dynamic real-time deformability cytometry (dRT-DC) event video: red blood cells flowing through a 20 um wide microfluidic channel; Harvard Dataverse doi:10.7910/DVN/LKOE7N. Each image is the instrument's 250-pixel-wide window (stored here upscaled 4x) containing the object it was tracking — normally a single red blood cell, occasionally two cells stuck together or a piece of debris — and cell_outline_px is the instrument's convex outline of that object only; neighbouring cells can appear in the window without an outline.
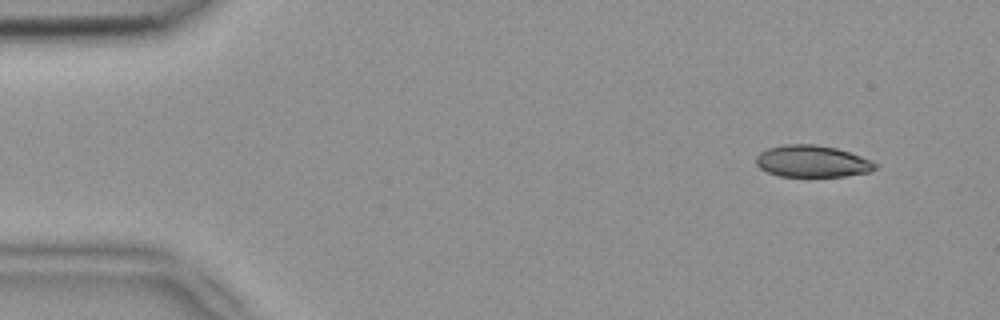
{"species": "common noctule bat (a hibernating species)", "species_latin": "Nyctalus noctula", "temperature_condition": "room temperature", "stored_images_in_passage": 4, "camera_frame_rate_fps": 3000, "um_per_image_px": 0.085, "animal": {"sex": "female", "body_mass_g": 18.4}, "frame": {"image": 1, "passage_image": 1, "time_ms": 0.0, "image_size_px": [1000, 320], "cell_outline_px": [[880, 164], [876, 168], [868, 172], [844, 176], [780, 176], [768, 172], [760, 168], [756, 164], [756, 156], [760, 152], [768, 148], [784, 144], [816, 144], [836, 148], [872, 160]], "centroid_in_image_um": [69.04, 13.7], "position_along_channel_um": 16.0, "area_um2": 22.08}}
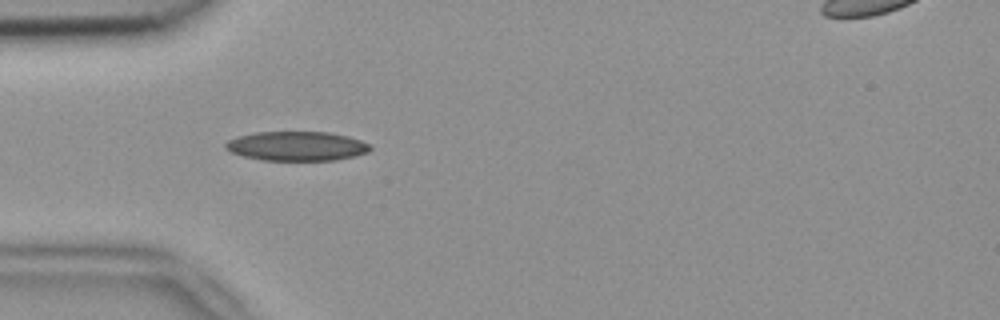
{"frame": {"image": 2, "passage_image": 3, "time_ms": 0.667, "image_size_px": [1000, 320], "cell_outline_px": [[372, 148], [368, 152], [336, 160], [264, 160], [244, 156], [232, 152], [224, 148], [224, 144], [228, 140], [240, 136], [256, 132], [328, 132], [348, 136], [360, 140], [368, 144]], "centroid_in_image_um": [25.22, 12.41], "position_along_channel_um": 59.8, "area_um2": 24.51}}